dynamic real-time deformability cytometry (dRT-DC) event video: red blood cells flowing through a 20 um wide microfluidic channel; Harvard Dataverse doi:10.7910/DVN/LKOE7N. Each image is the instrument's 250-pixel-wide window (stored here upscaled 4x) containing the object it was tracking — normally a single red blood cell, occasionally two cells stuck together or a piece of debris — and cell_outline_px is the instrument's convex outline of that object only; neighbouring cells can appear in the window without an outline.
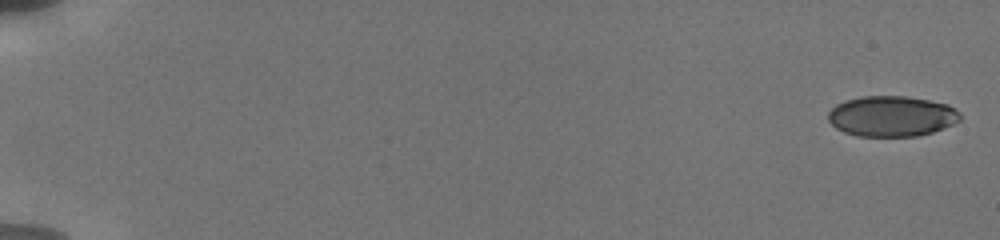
{"species": "human", "species_latin": "Homo sapiens", "temperature_condition": "cold", "stored_images_in_passage": 12, "camera_frame_rate_fps": 3000, "um_per_image_px": 0.085, "donor": {"sex": "male"}, "frame": {"image": 1, "passage_image": 1, "time_ms": 0.0, "image_size_px": [1000, 240], "cell_outline_px": [[960, 120], [944, 128], [932, 132], [916, 136], [856, 136], [844, 132], [836, 128], [828, 120], [828, 112], [836, 104], [844, 100], [860, 96], [908, 96], [948, 104], [960, 112]], "centroid_in_image_um": [75.77, 9.87], "position_along_channel_um": 9.2, "area_um2": 31.33}}
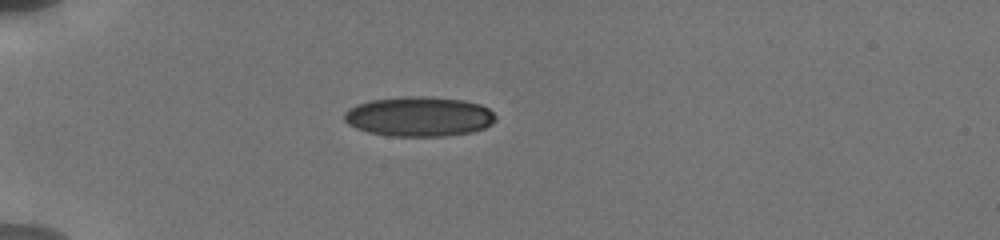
{"frame": {"image": 2, "passage_image": 9, "time_ms": 5.333, "image_size_px": [1000, 240], "cell_outline_px": [[496, 120], [492, 124], [484, 128], [472, 132], [448, 136], [388, 136], [368, 132], [356, 128], [348, 124], [344, 120], [344, 112], [348, 108], [356, 104], [368, 100], [400, 96], [424, 96], [464, 100], [480, 104], [488, 108], [496, 116]], "centroid_in_image_um": [35.6, 9.9], "position_along_channel_um": 49.4, "area_um2": 35.55}}
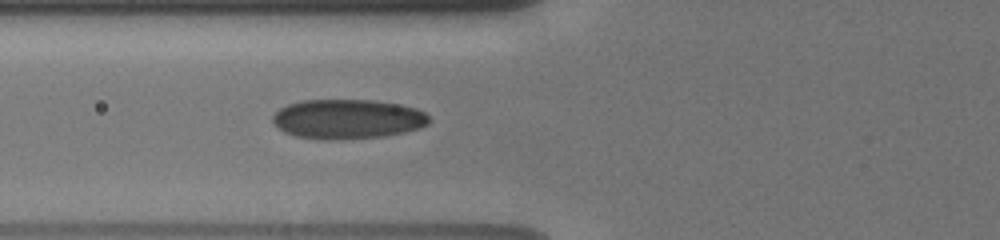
{"frame": {"image": 3, "passage_image": 12, "time_ms": 7.333, "image_size_px": [1000, 240], "cell_outline_px": [[432, 120], [428, 124], [420, 128], [404, 132], [384, 136], [332, 140], [320, 140], [296, 136], [284, 132], [272, 120], [272, 116], [280, 108], [288, 104], [300, 100], [372, 100], [400, 104], [416, 108], [424, 112]], "centroid_in_image_um": [29.56, 10.12], "position_along_channel_um": 96.2, "area_um2": 36.24}}